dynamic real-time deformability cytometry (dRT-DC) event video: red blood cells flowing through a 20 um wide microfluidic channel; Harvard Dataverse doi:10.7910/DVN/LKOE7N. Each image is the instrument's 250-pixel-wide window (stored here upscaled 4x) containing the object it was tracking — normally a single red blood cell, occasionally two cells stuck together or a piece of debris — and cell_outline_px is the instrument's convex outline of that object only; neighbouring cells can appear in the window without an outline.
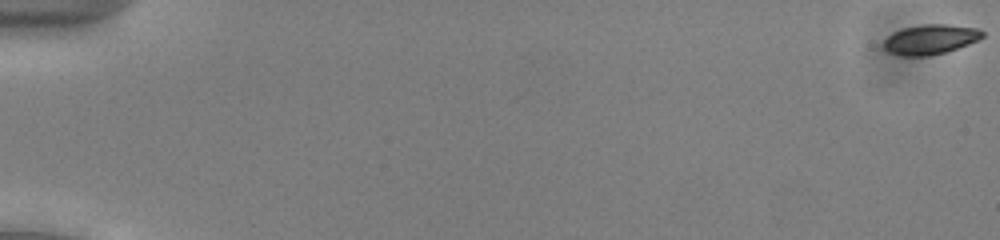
{"species": "common noctule bat (a hibernating species)", "species_latin": "Nyctalus noctula", "temperature_condition": "cold", "stored_images_in_passage": 55, "camera_frame_rate_fps": 3000, "um_per_image_px": 0.085, "animal": {"sex": "male", "body_mass_g": 13.0, "forearm_length_mm": 53.1}, "frame": {"image": 1, "passage_image": 1, "time_ms": 0.0, "image_size_px": [1000, 240], "cell_outline_px": [[984, 36], [968, 44], [944, 52], [928, 56], [900, 56], [888, 52], [884, 48], [884, 40], [888, 36], [904, 28], [924, 24], [948, 24], [980, 28], [984, 32]], "centroid_in_image_um": [79.09, 3.34], "position_along_channel_um": 5.9, "area_um2": 17.05}}
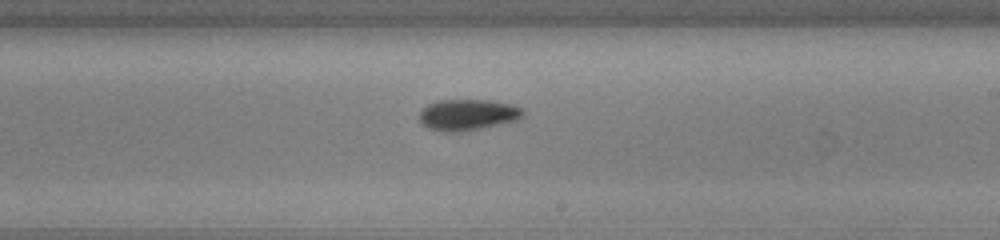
{"frame": {"image": 2, "passage_image": 34, "time_ms": 11.0, "image_size_px": [1000, 240], "cell_outline_px": [[524, 116], [516, 120], [480, 128], [460, 132], [444, 132], [428, 128], [420, 124], [420, 112], [428, 104], [436, 100], [488, 100], [512, 104], [524, 108]], "centroid_in_image_um": [39.75, 9.75], "position_along_channel_um": 249.3, "area_um2": 18.84}}
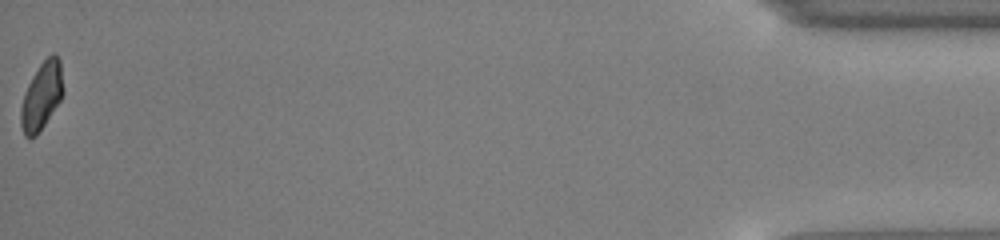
{"frame": {"image": 3, "passage_image": 55, "time_ms": 18.0, "image_size_px": [1000, 240], "cell_outline_px": [[64, 92], [60, 100], [36, 136], [28, 140], [24, 136], [20, 124], [20, 108], [24, 92], [32, 76], [40, 64], [52, 52], [56, 52], [60, 60], [64, 88]], "centroid_in_image_um": [3.53, 8.15], "position_along_channel_um": 431.7, "area_um2": 16.88}, "authors_computed_cell_mechanics": {"area_um2": 17.4556, "velocity_mm_per_s": 3.9118, "shape_relaxation_time_tau1_ms": 4.6008, "shape_relaxation_time_tau2_ms": null, "deformation_change_tau1": 0.1105, "deformation_change_tau2": null}}